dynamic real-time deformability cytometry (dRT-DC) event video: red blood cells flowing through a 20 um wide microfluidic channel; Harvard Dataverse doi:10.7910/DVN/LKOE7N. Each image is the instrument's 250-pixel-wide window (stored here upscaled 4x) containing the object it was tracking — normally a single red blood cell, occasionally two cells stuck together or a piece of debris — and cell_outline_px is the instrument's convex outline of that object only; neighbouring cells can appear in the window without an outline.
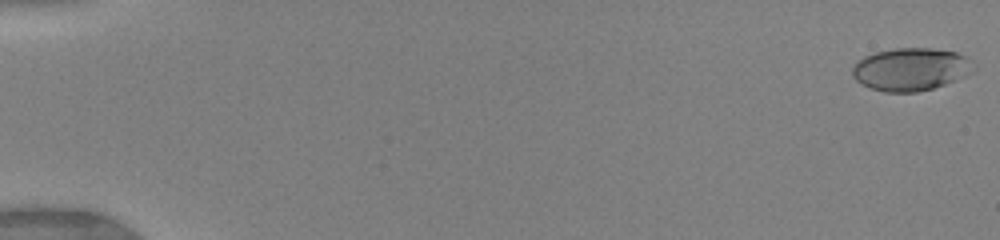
{"species": "human", "species_latin": "Homo sapiens", "temperature_condition": "warm", "stored_images_in_passage": 23, "camera_frame_rate_fps": 3000, "um_per_image_px": 0.085, "donor": {"sex": "female"}, "frame": {"image": 1, "passage_image": 1, "time_ms": 0.0, "image_size_px": [1000, 240], "cell_outline_px": [[976, 68], [972, 72], [956, 80], [932, 88], [916, 92], [884, 92], [872, 88], [856, 80], [852, 76], [852, 68], [856, 60], [864, 56], [876, 52], [892, 48], [932, 48], [956, 52], [968, 56], [976, 64]], "centroid_in_image_um": [77.44, 5.87], "position_along_channel_um": 7.6, "area_um2": 30.46}}
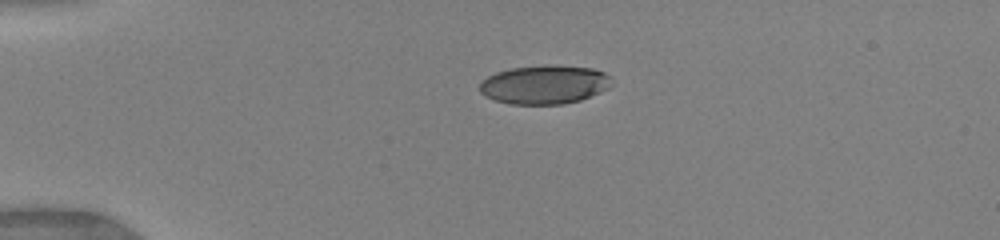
{"frame": {"image": 2, "passage_image": 16, "time_ms": 4.0, "image_size_px": [1000, 240], "cell_outline_px": [[612, 76], [608, 88], [600, 92], [580, 100], [564, 104], [508, 104], [484, 96], [480, 92], [480, 84], [488, 76], [496, 72], [512, 68], [548, 64], [556, 64], [592, 68], [604, 72]], "centroid_in_image_um": [46.29, 7.18], "position_along_channel_um": 38.7, "area_um2": 30.0}}